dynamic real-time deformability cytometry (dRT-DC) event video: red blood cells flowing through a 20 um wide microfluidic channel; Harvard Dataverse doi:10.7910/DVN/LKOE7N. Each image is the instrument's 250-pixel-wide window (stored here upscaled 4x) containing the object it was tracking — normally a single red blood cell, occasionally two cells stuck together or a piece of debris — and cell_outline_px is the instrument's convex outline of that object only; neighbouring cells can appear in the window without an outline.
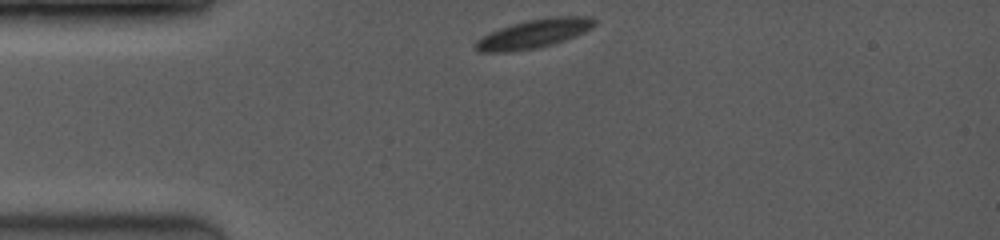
{"species": "common noctule bat (a hibernating species)", "species_latin": "Nyctalus noctula", "temperature_condition": "room temperature", "stored_images_in_passage": 8, "camera_frame_rate_fps": 3500, "um_per_image_px": 0.085, "animal": {"sex": "female", "body_mass_g": 19.0, "forearm_length_mm": 53.3}, "frame": {"image": 1, "passage_image": 1, "time_ms": 0.0, "image_size_px": [1000, 240], "cell_outline_px": [[596, 24], [584, 32], [552, 44], [536, 48], [512, 52], [480, 52], [472, 44], [476, 40], [488, 32], [512, 24], [528, 20], [548, 16], [592, 16], [596, 20]], "centroid_in_image_um": [45.35, 2.86], "position_along_channel_um": 39.7, "area_um2": 20.06}}
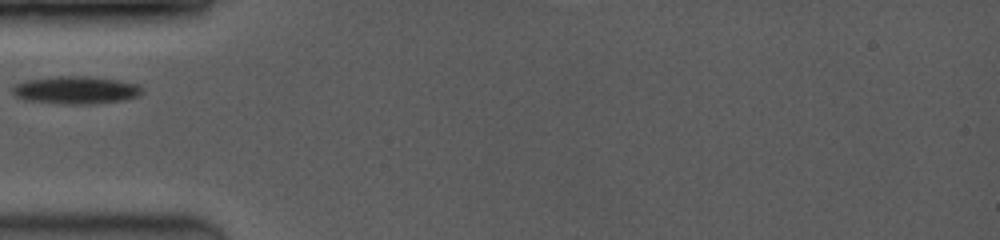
{"frame": {"image": 2, "passage_image": 4, "time_ms": 1.714, "image_size_px": [1000, 240], "cell_outline_px": [[144, 92], [140, 96], [124, 100], [92, 104], [64, 104], [24, 100], [16, 96], [12, 92], [12, 88], [16, 84], [24, 80], [56, 76], [92, 76], [120, 80], [140, 84]], "centroid_in_image_um": [6.5, 7.65], "position_along_channel_um": 78.5, "area_um2": 21.33}}
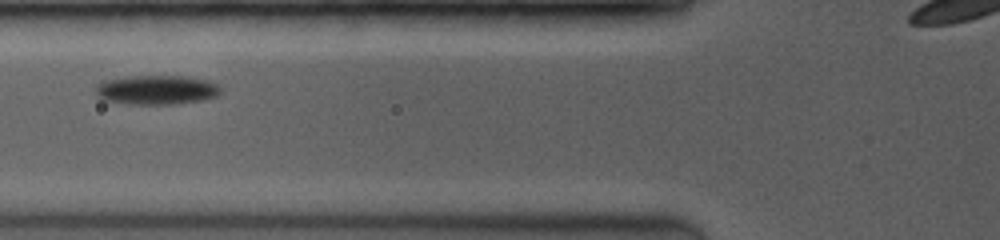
{"frame": {"image": 3, "passage_image": 6, "time_ms": 2.571, "image_size_px": [1000, 240], "cell_outline_px": [[220, 92], [216, 96], [200, 100], [172, 104], [128, 104], [104, 100], [96, 96], [96, 84], [104, 80], [124, 76], [188, 76], [208, 80], [216, 84], [220, 88]], "centroid_in_image_um": [13.25, 7.63], "position_along_channel_um": 112.5, "area_um2": 21.44}}